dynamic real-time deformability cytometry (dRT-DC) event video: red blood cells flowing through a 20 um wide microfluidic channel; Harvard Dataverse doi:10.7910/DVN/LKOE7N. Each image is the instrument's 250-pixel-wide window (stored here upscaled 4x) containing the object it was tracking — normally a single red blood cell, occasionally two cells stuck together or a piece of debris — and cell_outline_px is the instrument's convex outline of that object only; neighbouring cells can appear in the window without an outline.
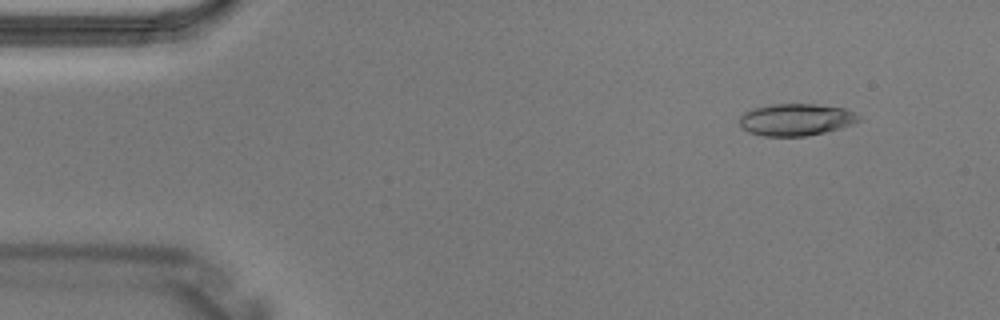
{"species": "Egyptian fruit bat (a non-hibernating species)", "species_latin": "Rousettus aegyptiacus", "temperature_condition": "warm", "stored_images_in_passage": 3, "camera_frame_rate_fps": 3000, "um_per_image_px": 0.085, "animal": {"sex": "male"}, "frame": {"image": 1, "passage_image": 3, "time_ms": 0.667, "image_size_px": [1000, 320], "cell_outline_px": [[860, 120], [852, 124], [824, 132], [808, 136], [764, 136], [748, 132], [740, 124], [740, 116], [744, 112], [752, 108], [768, 104], [816, 104], [844, 108], [860, 116]], "centroid_in_image_um": [67.63, 10.16], "position_along_channel_um": 17.4, "area_um2": 22.2}}